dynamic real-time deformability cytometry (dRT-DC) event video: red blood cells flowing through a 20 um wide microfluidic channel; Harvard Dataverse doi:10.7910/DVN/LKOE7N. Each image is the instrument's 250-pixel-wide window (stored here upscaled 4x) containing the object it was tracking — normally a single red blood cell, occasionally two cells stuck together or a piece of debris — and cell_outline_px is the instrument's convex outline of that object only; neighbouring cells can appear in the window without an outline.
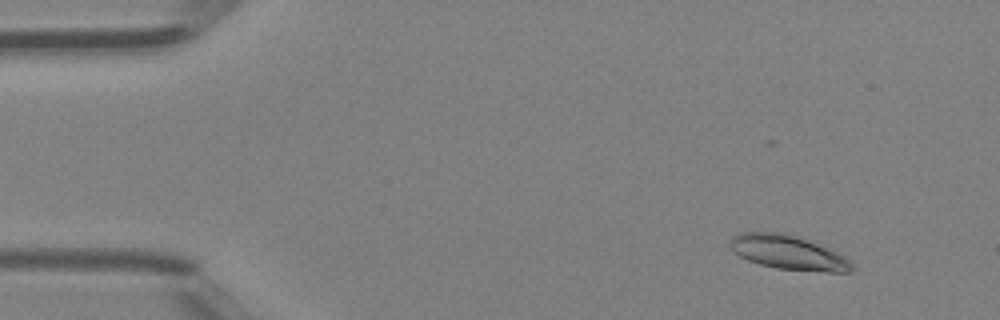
{"species": "Egyptian fruit bat (a non-hibernating species)", "species_latin": "Rousettus aegyptiacus", "temperature_condition": "room temperature", "stored_images_in_passage": 44, "camera_frame_rate_fps": 3000, "um_per_image_px": 0.085, "animal": {"sex": "female"}, "frame": {"image": 1, "passage_image": 1, "time_ms": 0.0, "image_size_px": [1000, 320], "cell_outline_px": [[852, 272], [828, 272], [776, 268], [760, 264], [748, 260], [740, 256], [732, 248], [728, 240], [736, 232], [784, 232], [808, 240], [836, 252], [844, 256], [852, 264]], "centroid_in_image_um": [66.96, 21.45], "position_along_channel_um": 18.0, "area_um2": 24.1}}
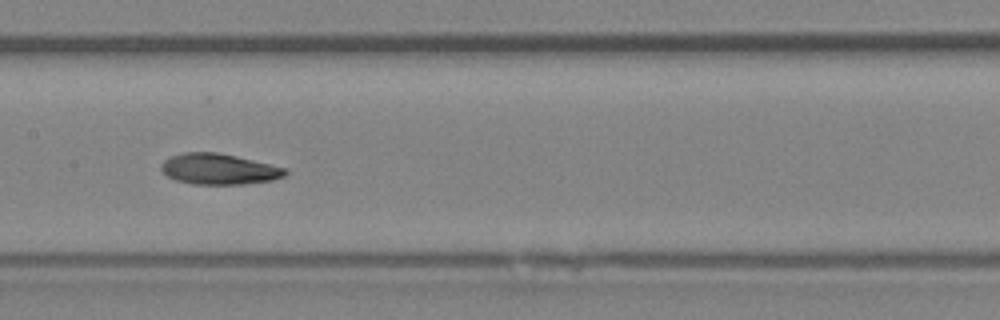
{"frame": {"image": 2, "passage_image": 20, "time_ms": 6.333, "image_size_px": [1000, 320], "cell_outline_px": [[288, 172], [284, 176], [272, 180], [244, 184], [192, 184], [176, 180], [168, 176], [160, 168], [160, 164], [164, 160], [172, 156], [184, 152], [216, 152], [236, 156], [288, 168]], "centroid_in_image_um": [18.62, 14.37], "position_along_channel_um": 188.8, "area_um2": 22.25}}
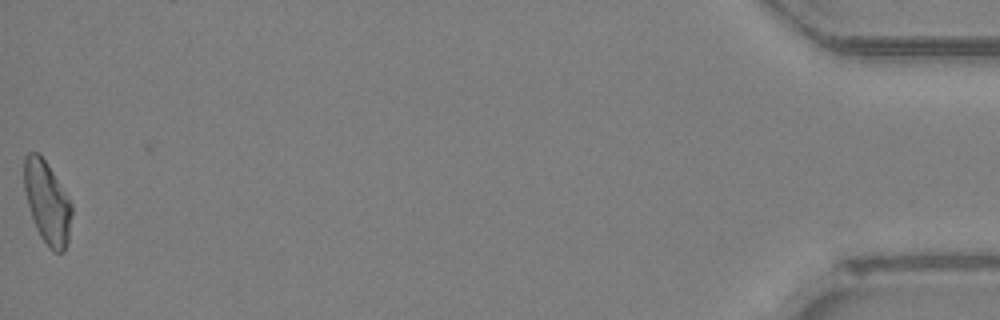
{"frame": {"image": 3, "passage_image": 44, "time_ms": 14.333, "image_size_px": [1000, 320], "cell_outline_px": [[72, 212], [68, 244], [64, 252], [52, 252], [48, 248], [40, 236], [36, 228], [28, 204], [24, 188], [24, 156], [28, 152], [36, 152], [44, 160], [52, 172], [72, 204]], "centroid_in_image_um": [4.01, 17.27], "position_along_channel_um": 431.2, "area_um2": 22.66}, "authors_computed_cell_mechanics": {"area_um2": 22.4264, "velocity_mm_per_s": 4.3056, "shape_relaxation_time_tau1_ms": 9.6764, "shape_relaxation_time_tau2_ms": 3.7799, "deformation_change_tau1": 0.2375, "deformation_change_tau2": 0.1203}}